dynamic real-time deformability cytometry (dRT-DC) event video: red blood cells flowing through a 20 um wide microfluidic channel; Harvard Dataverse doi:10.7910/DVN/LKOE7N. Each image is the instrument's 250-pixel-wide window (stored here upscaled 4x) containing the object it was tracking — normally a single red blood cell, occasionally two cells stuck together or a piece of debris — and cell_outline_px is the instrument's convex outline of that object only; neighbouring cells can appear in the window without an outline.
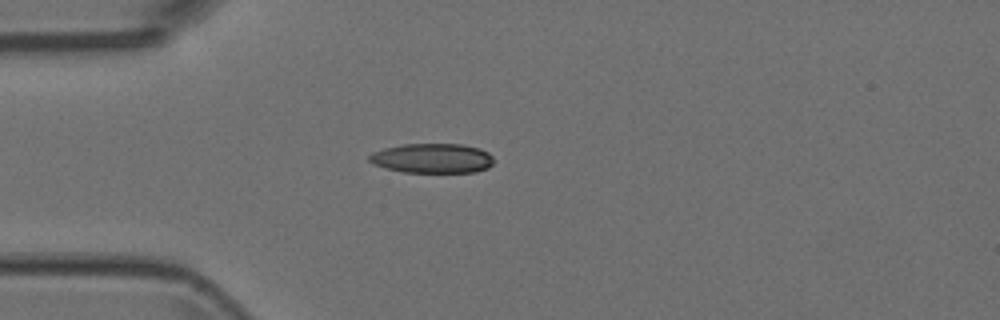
{"species": "Egyptian fruit bat (a non-hibernating species)", "species_latin": "Rousettus aegyptiacus", "temperature_condition": "room temperature", "stored_images_in_passage": 3, "camera_frame_rate_fps": 3000, "um_per_image_px": 0.085, "animal": {"sex": "female"}, "frame": {"image": 1, "passage_image": 3, "time_ms": 0.667, "image_size_px": [1000, 320], "cell_outline_px": [[492, 164], [488, 168], [476, 172], [404, 172], [384, 168], [372, 164], [368, 160], [368, 156], [372, 152], [384, 148], [404, 144], [460, 144], [480, 148], [488, 152], [492, 156]], "centroid_in_image_um": [36.72, 13.45], "position_along_channel_um": 48.3, "area_um2": 21.62}}